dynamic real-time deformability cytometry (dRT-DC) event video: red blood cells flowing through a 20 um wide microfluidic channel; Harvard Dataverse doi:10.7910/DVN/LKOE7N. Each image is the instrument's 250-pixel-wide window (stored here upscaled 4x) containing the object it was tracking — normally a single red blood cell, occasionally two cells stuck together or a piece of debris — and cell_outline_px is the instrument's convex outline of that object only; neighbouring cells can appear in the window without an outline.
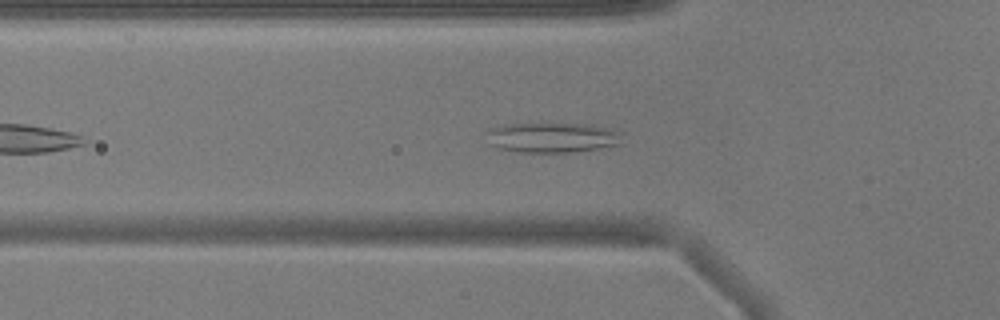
{"species": "common noctule bat (a hibernating species)", "species_latin": "Nyctalus noctula", "temperature_condition": "warm", "stored_images_in_passage": 34, "camera_frame_rate_fps": 3000, "um_per_image_px": 0.085, "animal": {"sex": "male", "body_mass_g": 17.9}, "frame": {"image": 1, "passage_image": 6, "time_ms": 1.667, "image_size_px": [1000, 320], "cell_outline_px": [[620, 144], [572, 152], [520, 152], [496, 148], [488, 144], [488, 132], [492, 128], [504, 124], [588, 124], [620, 132]], "centroid_in_image_um": [46.87, 11.7], "position_along_channel_um": 78.9, "area_um2": 23.35}}
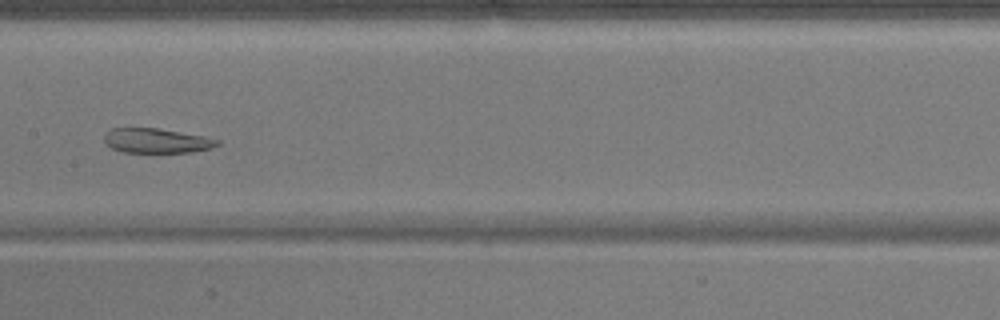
{"frame": {"image": 2, "passage_image": 15, "time_ms": 4.667, "image_size_px": [1000, 320], "cell_outline_px": [[220, 144], [212, 148], [192, 152], [124, 152], [112, 148], [104, 140], [104, 136], [112, 128], [160, 128], [204, 136], [220, 140]], "centroid_in_image_um": [13.36, 11.96], "position_along_channel_um": 194.0, "area_um2": 16.18}, "authors_computed_cell_mechanics": {"area_um2": 19.4497, "velocity_mm_per_s": 3.8089, "shape_relaxation_time_tau1_ms": null, "shape_relaxation_time_tau2_ms": 5.1014, "deformation_change_tau1": null, "deformation_change_tau2": 0.1078}}